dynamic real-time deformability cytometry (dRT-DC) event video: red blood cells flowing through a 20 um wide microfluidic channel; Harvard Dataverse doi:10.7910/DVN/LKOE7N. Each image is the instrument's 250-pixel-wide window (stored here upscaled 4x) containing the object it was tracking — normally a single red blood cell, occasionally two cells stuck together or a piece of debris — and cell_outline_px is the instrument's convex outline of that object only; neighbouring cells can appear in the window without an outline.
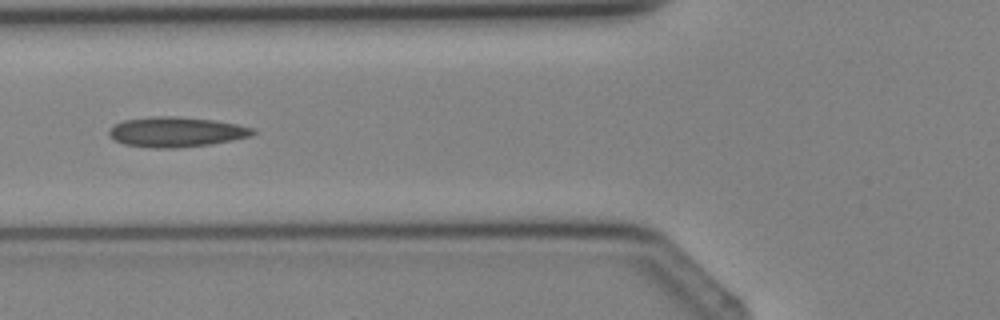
{"species": "Egyptian fruit bat (a non-hibernating species)", "species_latin": "Rousettus aegyptiacus", "temperature_condition": "cold", "stored_images_in_passage": 4, "camera_frame_rate_fps": 3000, "um_per_image_px": 0.085, "animal": {"sex": "female"}, "frame": {"image": 1, "passage_image": 4, "time_ms": 3.333, "image_size_px": [1000, 320], "cell_outline_px": [[256, 132], [252, 136], [232, 140], [208, 144], [176, 148], [152, 148], [124, 144], [116, 140], [108, 132], [112, 124], [124, 120], [160, 116], [172, 116], [212, 120], [236, 124], [256, 128]], "centroid_in_image_um": [14.99, 11.22], "position_along_channel_um": 110.8, "area_um2": 24.97}}